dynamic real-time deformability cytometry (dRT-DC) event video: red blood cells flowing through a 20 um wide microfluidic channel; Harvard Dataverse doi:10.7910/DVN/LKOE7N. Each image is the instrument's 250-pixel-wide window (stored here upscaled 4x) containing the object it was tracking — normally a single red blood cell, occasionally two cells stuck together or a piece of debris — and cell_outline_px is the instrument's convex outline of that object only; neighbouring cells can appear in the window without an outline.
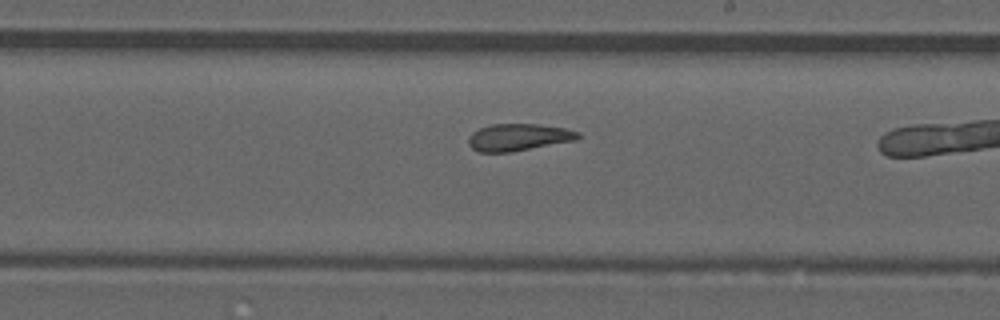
{"species": "common noctule bat (a hibernating species)", "species_latin": "Nyctalus noctula", "temperature_condition": "room temperature", "stored_images_in_passage": 27, "camera_frame_rate_fps": 3000, "um_per_image_px": 0.085, "animal": {"sex": "male", "forearm_length_mm": 52.5}, "frame": {"image": 1, "passage_image": 16, "time_ms": 5.0, "image_size_px": [1000, 320], "cell_outline_px": [[580, 136], [576, 140], [512, 152], [476, 152], [468, 144], [468, 140], [472, 132], [480, 128], [492, 124], [540, 124], [564, 128], [580, 132]], "centroid_in_image_um": [44.06, 11.67], "position_along_channel_um": 244.9, "area_um2": 17.34}}